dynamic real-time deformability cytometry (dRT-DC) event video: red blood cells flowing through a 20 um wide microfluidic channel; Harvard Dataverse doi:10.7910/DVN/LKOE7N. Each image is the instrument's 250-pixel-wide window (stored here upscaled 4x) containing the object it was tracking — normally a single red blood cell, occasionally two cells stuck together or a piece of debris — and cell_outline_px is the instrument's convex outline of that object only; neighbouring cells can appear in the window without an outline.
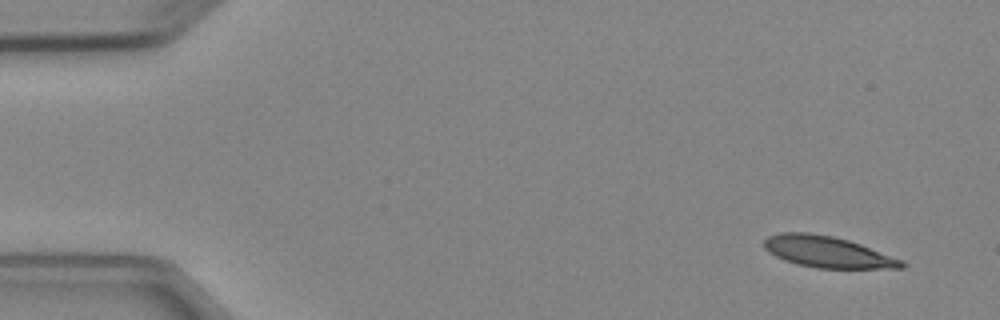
{"species": "Egyptian fruit bat (a non-hibernating species)", "species_latin": "Rousettus aegyptiacus", "temperature_condition": "cold", "stored_images_in_passage": 5, "camera_frame_rate_fps": 3000, "um_per_image_px": 0.085, "animal": {"sex": "female"}, "frame": {"image": 1, "passage_image": 1, "time_ms": 0.0, "image_size_px": [1000, 320], "cell_outline_px": [[908, 264], [904, 268], [816, 268], [796, 264], [784, 260], [768, 252], [764, 248], [764, 240], [768, 236], [780, 232], [808, 232], [832, 236], [848, 240], [860, 244], [904, 260]], "centroid_in_image_um": [70.34, 21.41], "position_along_channel_um": 14.7, "area_um2": 25.2}}
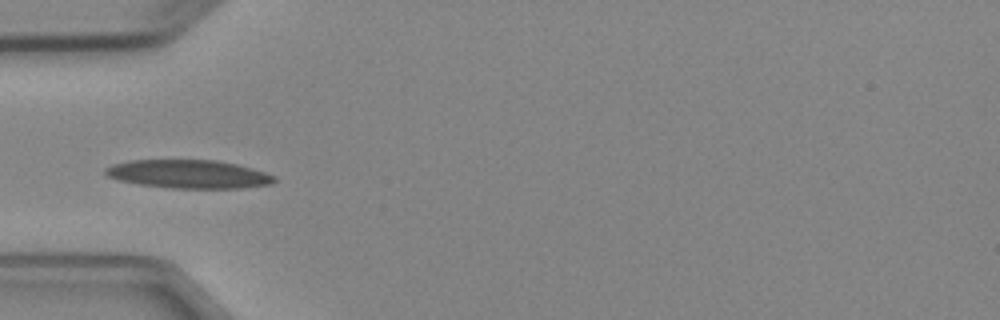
{"frame": {"image": 2, "passage_image": 4, "time_ms": 4.333, "image_size_px": [1000, 320], "cell_outline_px": [[276, 180], [272, 184], [244, 188], [168, 188], [140, 184], [116, 180], [108, 176], [104, 172], [104, 168], [112, 164], [128, 160], [216, 160], [236, 164], [252, 168], [276, 176]], "centroid_in_image_um": [16.02, 14.8], "position_along_channel_um": 69.0, "area_um2": 28.15}}